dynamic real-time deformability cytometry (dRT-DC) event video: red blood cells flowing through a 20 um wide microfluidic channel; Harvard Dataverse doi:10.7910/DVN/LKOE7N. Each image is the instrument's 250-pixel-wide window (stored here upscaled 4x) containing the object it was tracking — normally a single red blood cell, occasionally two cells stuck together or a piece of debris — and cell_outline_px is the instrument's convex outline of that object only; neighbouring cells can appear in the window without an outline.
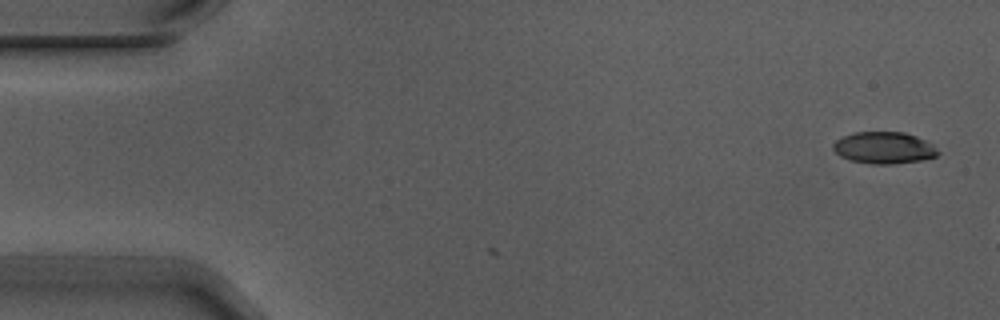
{"species": "Egyptian fruit bat (a non-hibernating species)", "species_latin": "Rousettus aegyptiacus", "temperature_condition": "warm", "stored_images_in_passage": 2, "camera_frame_rate_fps": 3000, "um_per_image_px": 0.085, "animal": {"sex": "male"}, "frame": {"image": 1, "passage_image": 2, "time_ms": 0.333, "image_size_px": [1000, 320], "cell_outline_px": [[940, 152], [936, 156], [924, 160], [892, 164], [872, 164], [852, 160], [840, 156], [832, 148], [832, 144], [836, 140], [852, 132], [904, 132], [928, 140]], "centroid_in_image_um": [75.16, 12.56], "position_along_channel_um": 9.8, "area_um2": 19.54}}